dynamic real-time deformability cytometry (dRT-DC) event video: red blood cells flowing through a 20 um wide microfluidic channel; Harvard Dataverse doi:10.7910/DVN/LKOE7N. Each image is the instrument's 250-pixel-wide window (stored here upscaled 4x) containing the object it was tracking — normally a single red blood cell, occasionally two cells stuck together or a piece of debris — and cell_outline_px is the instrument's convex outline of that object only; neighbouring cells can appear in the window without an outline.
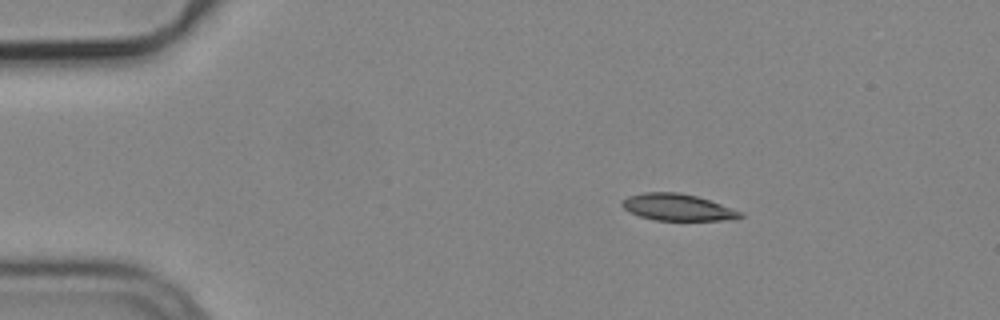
{"species": "common noctule bat (a hibernating species)", "species_latin": "Nyctalus noctula", "temperature_condition": "cold", "stored_images_in_passage": 3, "camera_frame_rate_fps": 3000, "um_per_image_px": 0.085, "animal": {"sex": "male", "body_mass_g": 19.2, "forearm_length_mm": 51.8}, "frame": {"image": 1, "passage_image": 1, "time_ms": 0.0, "image_size_px": [1000, 320], "cell_outline_px": [[744, 216], [732, 220], [656, 220], [640, 216], [628, 212], [620, 204], [620, 200], [628, 196], [644, 192], [680, 192], [696, 196], [744, 212]], "centroid_in_image_um": [57.57, 17.62], "position_along_channel_um": 27.4, "area_um2": 18.5}}